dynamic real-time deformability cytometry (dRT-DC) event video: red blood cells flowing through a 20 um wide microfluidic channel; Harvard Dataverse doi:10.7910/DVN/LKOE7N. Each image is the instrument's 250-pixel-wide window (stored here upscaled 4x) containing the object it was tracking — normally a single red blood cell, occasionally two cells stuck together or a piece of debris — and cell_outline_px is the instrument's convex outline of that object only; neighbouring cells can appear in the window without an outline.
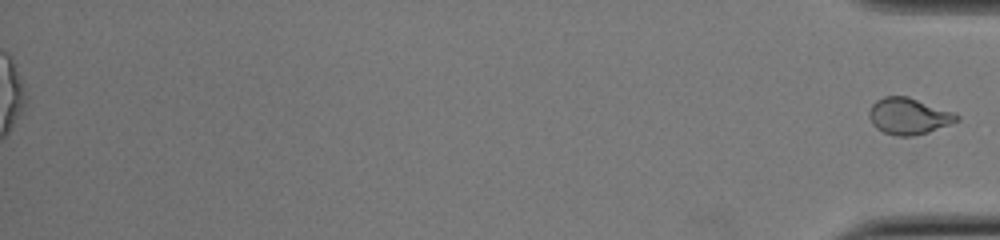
{"species": "common noctule bat (a hibernating species)", "species_latin": "Nyctalus noctula", "temperature_condition": "cold", "stored_images_in_passage": 51, "segment_of_instrument_passage": [2, 2], "camera_frame_rate_fps": 3000, "um_per_image_px": 0.085, "animal": {"sex": "female", "body_mass_g": 22.0, "forearm_length_mm": 56.7}, "frame": {"image": 1, "passage_image": 51, "time_ms": 16.667, "image_size_px": [1000, 240], "cell_outline_px": [[960, 120], [952, 124], [928, 132], [912, 136], [896, 136], [884, 132], [876, 128], [872, 124], [868, 116], [868, 112], [872, 104], [876, 100], [884, 96], [908, 96], [952, 112], [960, 116]], "centroid_in_image_um": [77.22, 9.87], "position_along_channel_um": 358.0, "area_um2": 18.67}}